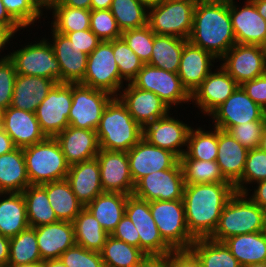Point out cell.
Here are the masks:
<instances>
[{
    "instance_id": "1",
    "label": "cell",
    "mask_w": 266,
    "mask_h": 267,
    "mask_svg": "<svg viewBox=\"0 0 266 267\" xmlns=\"http://www.w3.org/2000/svg\"><path fill=\"white\" fill-rule=\"evenodd\" d=\"M235 192L230 182L185 185L182 200L188 231L194 239L213 234L224 206Z\"/></svg>"
},
{
    "instance_id": "2",
    "label": "cell",
    "mask_w": 266,
    "mask_h": 267,
    "mask_svg": "<svg viewBox=\"0 0 266 267\" xmlns=\"http://www.w3.org/2000/svg\"><path fill=\"white\" fill-rule=\"evenodd\" d=\"M188 41L219 60L236 44L229 2L210 0L195 5Z\"/></svg>"
},
{
    "instance_id": "3",
    "label": "cell",
    "mask_w": 266,
    "mask_h": 267,
    "mask_svg": "<svg viewBox=\"0 0 266 267\" xmlns=\"http://www.w3.org/2000/svg\"><path fill=\"white\" fill-rule=\"evenodd\" d=\"M247 196L249 193L242 192L231 196L209 237L211 240L223 242L235 235L266 231V211Z\"/></svg>"
},
{
    "instance_id": "4",
    "label": "cell",
    "mask_w": 266,
    "mask_h": 267,
    "mask_svg": "<svg viewBox=\"0 0 266 267\" xmlns=\"http://www.w3.org/2000/svg\"><path fill=\"white\" fill-rule=\"evenodd\" d=\"M100 149L128 152L142 139L141 127L118 97L103 111L96 129Z\"/></svg>"
},
{
    "instance_id": "5",
    "label": "cell",
    "mask_w": 266,
    "mask_h": 267,
    "mask_svg": "<svg viewBox=\"0 0 266 267\" xmlns=\"http://www.w3.org/2000/svg\"><path fill=\"white\" fill-rule=\"evenodd\" d=\"M30 185H42L64 180L69 171L65 155L55 138L23 148Z\"/></svg>"
},
{
    "instance_id": "6",
    "label": "cell",
    "mask_w": 266,
    "mask_h": 267,
    "mask_svg": "<svg viewBox=\"0 0 266 267\" xmlns=\"http://www.w3.org/2000/svg\"><path fill=\"white\" fill-rule=\"evenodd\" d=\"M195 4L187 0H158L148 6L147 25L156 35L188 40Z\"/></svg>"
},
{
    "instance_id": "7",
    "label": "cell",
    "mask_w": 266,
    "mask_h": 267,
    "mask_svg": "<svg viewBox=\"0 0 266 267\" xmlns=\"http://www.w3.org/2000/svg\"><path fill=\"white\" fill-rule=\"evenodd\" d=\"M149 206L163 240L173 250H189L195 239L188 231L183 200H156Z\"/></svg>"
},
{
    "instance_id": "8",
    "label": "cell",
    "mask_w": 266,
    "mask_h": 267,
    "mask_svg": "<svg viewBox=\"0 0 266 267\" xmlns=\"http://www.w3.org/2000/svg\"><path fill=\"white\" fill-rule=\"evenodd\" d=\"M42 38L35 43L10 52L8 58L14 63L17 74L39 76L61 82V69L51 43Z\"/></svg>"
},
{
    "instance_id": "9",
    "label": "cell",
    "mask_w": 266,
    "mask_h": 267,
    "mask_svg": "<svg viewBox=\"0 0 266 267\" xmlns=\"http://www.w3.org/2000/svg\"><path fill=\"white\" fill-rule=\"evenodd\" d=\"M123 82L114 58L112 41H101L88 55L86 72L80 84L117 97L124 87Z\"/></svg>"
},
{
    "instance_id": "10",
    "label": "cell",
    "mask_w": 266,
    "mask_h": 267,
    "mask_svg": "<svg viewBox=\"0 0 266 267\" xmlns=\"http://www.w3.org/2000/svg\"><path fill=\"white\" fill-rule=\"evenodd\" d=\"M113 98L114 96L106 91L80 83L72 84L69 126L96 131L103 111Z\"/></svg>"
},
{
    "instance_id": "11",
    "label": "cell",
    "mask_w": 266,
    "mask_h": 267,
    "mask_svg": "<svg viewBox=\"0 0 266 267\" xmlns=\"http://www.w3.org/2000/svg\"><path fill=\"white\" fill-rule=\"evenodd\" d=\"M125 214L135 225L139 238V248L149 257L164 258L173 249L163 240L152 217L149 202L128 195Z\"/></svg>"
},
{
    "instance_id": "12",
    "label": "cell",
    "mask_w": 266,
    "mask_h": 267,
    "mask_svg": "<svg viewBox=\"0 0 266 267\" xmlns=\"http://www.w3.org/2000/svg\"><path fill=\"white\" fill-rule=\"evenodd\" d=\"M131 83L137 88L155 93L170 109L182 102H191V94L182 85L177 73L150 64H144Z\"/></svg>"
},
{
    "instance_id": "13",
    "label": "cell",
    "mask_w": 266,
    "mask_h": 267,
    "mask_svg": "<svg viewBox=\"0 0 266 267\" xmlns=\"http://www.w3.org/2000/svg\"><path fill=\"white\" fill-rule=\"evenodd\" d=\"M72 105V84L56 83L35 112L42 132L55 138L69 126L68 117Z\"/></svg>"
},
{
    "instance_id": "14",
    "label": "cell",
    "mask_w": 266,
    "mask_h": 267,
    "mask_svg": "<svg viewBox=\"0 0 266 267\" xmlns=\"http://www.w3.org/2000/svg\"><path fill=\"white\" fill-rule=\"evenodd\" d=\"M184 177L178 161L172 168L150 173L136 184L133 195L148 202L182 200Z\"/></svg>"
},
{
    "instance_id": "15",
    "label": "cell",
    "mask_w": 266,
    "mask_h": 267,
    "mask_svg": "<svg viewBox=\"0 0 266 267\" xmlns=\"http://www.w3.org/2000/svg\"><path fill=\"white\" fill-rule=\"evenodd\" d=\"M222 68L239 84L266 73V48L235 44L221 58Z\"/></svg>"
},
{
    "instance_id": "16",
    "label": "cell",
    "mask_w": 266,
    "mask_h": 267,
    "mask_svg": "<svg viewBox=\"0 0 266 267\" xmlns=\"http://www.w3.org/2000/svg\"><path fill=\"white\" fill-rule=\"evenodd\" d=\"M209 116L214 120V127L224 131L247 122L266 121V111L255 103L240 85Z\"/></svg>"
},
{
    "instance_id": "17",
    "label": "cell",
    "mask_w": 266,
    "mask_h": 267,
    "mask_svg": "<svg viewBox=\"0 0 266 267\" xmlns=\"http://www.w3.org/2000/svg\"><path fill=\"white\" fill-rule=\"evenodd\" d=\"M96 158L104 192L132 195L135 184L130 174L127 152L100 149Z\"/></svg>"
},
{
    "instance_id": "18",
    "label": "cell",
    "mask_w": 266,
    "mask_h": 267,
    "mask_svg": "<svg viewBox=\"0 0 266 267\" xmlns=\"http://www.w3.org/2000/svg\"><path fill=\"white\" fill-rule=\"evenodd\" d=\"M170 115L168 113L145 125L142 138L151 145L168 150L180 158L186 152L183 147H187L188 135L192 127Z\"/></svg>"
},
{
    "instance_id": "19",
    "label": "cell",
    "mask_w": 266,
    "mask_h": 267,
    "mask_svg": "<svg viewBox=\"0 0 266 267\" xmlns=\"http://www.w3.org/2000/svg\"><path fill=\"white\" fill-rule=\"evenodd\" d=\"M235 3L237 2L234 0L229 1L230 19L236 43L266 48V20L259 15L255 4L251 0H246L240 8Z\"/></svg>"
},
{
    "instance_id": "20",
    "label": "cell",
    "mask_w": 266,
    "mask_h": 267,
    "mask_svg": "<svg viewBox=\"0 0 266 267\" xmlns=\"http://www.w3.org/2000/svg\"><path fill=\"white\" fill-rule=\"evenodd\" d=\"M127 156L134 184L150 173L172 168L179 161L174 153L151 145L144 138L127 152Z\"/></svg>"
},
{
    "instance_id": "21",
    "label": "cell",
    "mask_w": 266,
    "mask_h": 267,
    "mask_svg": "<svg viewBox=\"0 0 266 267\" xmlns=\"http://www.w3.org/2000/svg\"><path fill=\"white\" fill-rule=\"evenodd\" d=\"M238 86L239 84L220 65L215 72L211 71L194 90L191 101L203 114L209 116L231 96Z\"/></svg>"
},
{
    "instance_id": "22",
    "label": "cell",
    "mask_w": 266,
    "mask_h": 267,
    "mask_svg": "<svg viewBox=\"0 0 266 267\" xmlns=\"http://www.w3.org/2000/svg\"><path fill=\"white\" fill-rule=\"evenodd\" d=\"M0 124L15 147L25 148L45 140L36 114L9 106L0 111Z\"/></svg>"
},
{
    "instance_id": "23",
    "label": "cell",
    "mask_w": 266,
    "mask_h": 267,
    "mask_svg": "<svg viewBox=\"0 0 266 267\" xmlns=\"http://www.w3.org/2000/svg\"><path fill=\"white\" fill-rule=\"evenodd\" d=\"M126 85L117 97L141 127L170 113V108L155 93L137 88L132 83Z\"/></svg>"
},
{
    "instance_id": "24",
    "label": "cell",
    "mask_w": 266,
    "mask_h": 267,
    "mask_svg": "<svg viewBox=\"0 0 266 267\" xmlns=\"http://www.w3.org/2000/svg\"><path fill=\"white\" fill-rule=\"evenodd\" d=\"M51 45L61 69V82L78 84L83 81L88 55L77 49L70 39L52 28Z\"/></svg>"
},
{
    "instance_id": "25",
    "label": "cell",
    "mask_w": 266,
    "mask_h": 267,
    "mask_svg": "<svg viewBox=\"0 0 266 267\" xmlns=\"http://www.w3.org/2000/svg\"><path fill=\"white\" fill-rule=\"evenodd\" d=\"M55 139L69 166L95 158L100 150L95 130L68 126Z\"/></svg>"
},
{
    "instance_id": "26",
    "label": "cell",
    "mask_w": 266,
    "mask_h": 267,
    "mask_svg": "<svg viewBox=\"0 0 266 267\" xmlns=\"http://www.w3.org/2000/svg\"><path fill=\"white\" fill-rule=\"evenodd\" d=\"M217 59L203 50L187 41L181 54L180 66L177 72L182 85L192 94L194 90L204 81L212 71V63ZM212 67V68H211Z\"/></svg>"
},
{
    "instance_id": "27",
    "label": "cell",
    "mask_w": 266,
    "mask_h": 267,
    "mask_svg": "<svg viewBox=\"0 0 266 267\" xmlns=\"http://www.w3.org/2000/svg\"><path fill=\"white\" fill-rule=\"evenodd\" d=\"M42 261L59 259L75 243L72 222L58 221L35 227Z\"/></svg>"
},
{
    "instance_id": "28",
    "label": "cell",
    "mask_w": 266,
    "mask_h": 267,
    "mask_svg": "<svg viewBox=\"0 0 266 267\" xmlns=\"http://www.w3.org/2000/svg\"><path fill=\"white\" fill-rule=\"evenodd\" d=\"M66 180L77 199L86 206L99 194L104 193L100 180L97 158L69 166Z\"/></svg>"
},
{
    "instance_id": "29",
    "label": "cell",
    "mask_w": 266,
    "mask_h": 267,
    "mask_svg": "<svg viewBox=\"0 0 266 267\" xmlns=\"http://www.w3.org/2000/svg\"><path fill=\"white\" fill-rule=\"evenodd\" d=\"M248 149L228 131L218 129V155L216 163L226 181L233 186L241 179Z\"/></svg>"
},
{
    "instance_id": "30",
    "label": "cell",
    "mask_w": 266,
    "mask_h": 267,
    "mask_svg": "<svg viewBox=\"0 0 266 267\" xmlns=\"http://www.w3.org/2000/svg\"><path fill=\"white\" fill-rule=\"evenodd\" d=\"M55 84L53 80L44 77L17 74L11 106L35 113Z\"/></svg>"
},
{
    "instance_id": "31",
    "label": "cell",
    "mask_w": 266,
    "mask_h": 267,
    "mask_svg": "<svg viewBox=\"0 0 266 267\" xmlns=\"http://www.w3.org/2000/svg\"><path fill=\"white\" fill-rule=\"evenodd\" d=\"M223 243L241 267L266 264V231L235 235Z\"/></svg>"
},
{
    "instance_id": "32",
    "label": "cell",
    "mask_w": 266,
    "mask_h": 267,
    "mask_svg": "<svg viewBox=\"0 0 266 267\" xmlns=\"http://www.w3.org/2000/svg\"><path fill=\"white\" fill-rule=\"evenodd\" d=\"M0 197V234L11 238L30 227L26 203L22 192H3Z\"/></svg>"
},
{
    "instance_id": "33",
    "label": "cell",
    "mask_w": 266,
    "mask_h": 267,
    "mask_svg": "<svg viewBox=\"0 0 266 267\" xmlns=\"http://www.w3.org/2000/svg\"><path fill=\"white\" fill-rule=\"evenodd\" d=\"M127 197L126 194L104 192L85 207L93 214L102 228L111 235L125 215Z\"/></svg>"
},
{
    "instance_id": "34",
    "label": "cell",
    "mask_w": 266,
    "mask_h": 267,
    "mask_svg": "<svg viewBox=\"0 0 266 267\" xmlns=\"http://www.w3.org/2000/svg\"><path fill=\"white\" fill-rule=\"evenodd\" d=\"M29 185L23 149L0 155V193L23 192Z\"/></svg>"
},
{
    "instance_id": "35",
    "label": "cell",
    "mask_w": 266,
    "mask_h": 267,
    "mask_svg": "<svg viewBox=\"0 0 266 267\" xmlns=\"http://www.w3.org/2000/svg\"><path fill=\"white\" fill-rule=\"evenodd\" d=\"M47 192L51 207L58 221L73 222L85 207L76 197L70 183L64 179L41 185Z\"/></svg>"
},
{
    "instance_id": "36",
    "label": "cell",
    "mask_w": 266,
    "mask_h": 267,
    "mask_svg": "<svg viewBox=\"0 0 266 267\" xmlns=\"http://www.w3.org/2000/svg\"><path fill=\"white\" fill-rule=\"evenodd\" d=\"M72 223L76 245L96 252L102 250L110 234L102 228L86 207L80 211Z\"/></svg>"
},
{
    "instance_id": "37",
    "label": "cell",
    "mask_w": 266,
    "mask_h": 267,
    "mask_svg": "<svg viewBox=\"0 0 266 267\" xmlns=\"http://www.w3.org/2000/svg\"><path fill=\"white\" fill-rule=\"evenodd\" d=\"M188 40L174 36L155 35L148 64L168 72L177 73L184 44Z\"/></svg>"
},
{
    "instance_id": "38",
    "label": "cell",
    "mask_w": 266,
    "mask_h": 267,
    "mask_svg": "<svg viewBox=\"0 0 266 267\" xmlns=\"http://www.w3.org/2000/svg\"><path fill=\"white\" fill-rule=\"evenodd\" d=\"M100 255L105 267H136L149 257L140 248L118 240L112 235L107 237Z\"/></svg>"
},
{
    "instance_id": "39",
    "label": "cell",
    "mask_w": 266,
    "mask_h": 267,
    "mask_svg": "<svg viewBox=\"0 0 266 267\" xmlns=\"http://www.w3.org/2000/svg\"><path fill=\"white\" fill-rule=\"evenodd\" d=\"M30 227L58 222L46 190L41 185H29L23 192Z\"/></svg>"
},
{
    "instance_id": "40",
    "label": "cell",
    "mask_w": 266,
    "mask_h": 267,
    "mask_svg": "<svg viewBox=\"0 0 266 267\" xmlns=\"http://www.w3.org/2000/svg\"><path fill=\"white\" fill-rule=\"evenodd\" d=\"M189 250L197 257L201 267H241L223 242L199 238L195 239Z\"/></svg>"
},
{
    "instance_id": "41",
    "label": "cell",
    "mask_w": 266,
    "mask_h": 267,
    "mask_svg": "<svg viewBox=\"0 0 266 267\" xmlns=\"http://www.w3.org/2000/svg\"><path fill=\"white\" fill-rule=\"evenodd\" d=\"M36 230L33 227L21 231L10 238L9 260L7 267L41 263Z\"/></svg>"
},
{
    "instance_id": "42",
    "label": "cell",
    "mask_w": 266,
    "mask_h": 267,
    "mask_svg": "<svg viewBox=\"0 0 266 267\" xmlns=\"http://www.w3.org/2000/svg\"><path fill=\"white\" fill-rule=\"evenodd\" d=\"M110 11L122 32L147 25L148 6L139 0H113Z\"/></svg>"
},
{
    "instance_id": "43",
    "label": "cell",
    "mask_w": 266,
    "mask_h": 267,
    "mask_svg": "<svg viewBox=\"0 0 266 267\" xmlns=\"http://www.w3.org/2000/svg\"><path fill=\"white\" fill-rule=\"evenodd\" d=\"M47 10H52V29L65 35L68 32L90 29L91 10L79 9L63 5H52Z\"/></svg>"
},
{
    "instance_id": "44",
    "label": "cell",
    "mask_w": 266,
    "mask_h": 267,
    "mask_svg": "<svg viewBox=\"0 0 266 267\" xmlns=\"http://www.w3.org/2000/svg\"><path fill=\"white\" fill-rule=\"evenodd\" d=\"M205 131L201 127L190 129L187 149L184 153L189 159L216 161L218 155V128Z\"/></svg>"
},
{
    "instance_id": "45",
    "label": "cell",
    "mask_w": 266,
    "mask_h": 267,
    "mask_svg": "<svg viewBox=\"0 0 266 267\" xmlns=\"http://www.w3.org/2000/svg\"><path fill=\"white\" fill-rule=\"evenodd\" d=\"M179 162L181 164L185 185L228 182L221 174L216 161L189 159L183 154L179 158Z\"/></svg>"
},
{
    "instance_id": "46",
    "label": "cell",
    "mask_w": 266,
    "mask_h": 267,
    "mask_svg": "<svg viewBox=\"0 0 266 267\" xmlns=\"http://www.w3.org/2000/svg\"><path fill=\"white\" fill-rule=\"evenodd\" d=\"M266 180V151L260 148L250 149L241 179L234 185L236 192L248 193L247 184H256L259 181ZM246 184V186H245Z\"/></svg>"
},
{
    "instance_id": "47",
    "label": "cell",
    "mask_w": 266,
    "mask_h": 267,
    "mask_svg": "<svg viewBox=\"0 0 266 267\" xmlns=\"http://www.w3.org/2000/svg\"><path fill=\"white\" fill-rule=\"evenodd\" d=\"M112 47L120 77L126 82L131 83L142 69L144 63L122 37L112 40Z\"/></svg>"
},
{
    "instance_id": "48",
    "label": "cell",
    "mask_w": 266,
    "mask_h": 267,
    "mask_svg": "<svg viewBox=\"0 0 266 267\" xmlns=\"http://www.w3.org/2000/svg\"><path fill=\"white\" fill-rule=\"evenodd\" d=\"M155 35L156 34L150 29V27L146 25L141 28L123 31L121 37L139 57V59L144 64H148L152 55Z\"/></svg>"
},
{
    "instance_id": "49",
    "label": "cell",
    "mask_w": 266,
    "mask_h": 267,
    "mask_svg": "<svg viewBox=\"0 0 266 267\" xmlns=\"http://www.w3.org/2000/svg\"><path fill=\"white\" fill-rule=\"evenodd\" d=\"M9 15L22 27L34 25L43 9L36 0H1Z\"/></svg>"
},
{
    "instance_id": "50",
    "label": "cell",
    "mask_w": 266,
    "mask_h": 267,
    "mask_svg": "<svg viewBox=\"0 0 266 267\" xmlns=\"http://www.w3.org/2000/svg\"><path fill=\"white\" fill-rule=\"evenodd\" d=\"M90 30L101 41H112L121 38L122 31L118 27L110 9L91 10L90 13Z\"/></svg>"
},
{
    "instance_id": "51",
    "label": "cell",
    "mask_w": 266,
    "mask_h": 267,
    "mask_svg": "<svg viewBox=\"0 0 266 267\" xmlns=\"http://www.w3.org/2000/svg\"><path fill=\"white\" fill-rule=\"evenodd\" d=\"M67 267H105L100 252L78 245L67 249L59 258Z\"/></svg>"
},
{
    "instance_id": "52",
    "label": "cell",
    "mask_w": 266,
    "mask_h": 267,
    "mask_svg": "<svg viewBox=\"0 0 266 267\" xmlns=\"http://www.w3.org/2000/svg\"><path fill=\"white\" fill-rule=\"evenodd\" d=\"M266 121H253L231 127L228 132L248 150L259 148Z\"/></svg>"
},
{
    "instance_id": "53",
    "label": "cell",
    "mask_w": 266,
    "mask_h": 267,
    "mask_svg": "<svg viewBox=\"0 0 266 267\" xmlns=\"http://www.w3.org/2000/svg\"><path fill=\"white\" fill-rule=\"evenodd\" d=\"M17 72L9 59L0 62V111L11 106Z\"/></svg>"
},
{
    "instance_id": "54",
    "label": "cell",
    "mask_w": 266,
    "mask_h": 267,
    "mask_svg": "<svg viewBox=\"0 0 266 267\" xmlns=\"http://www.w3.org/2000/svg\"><path fill=\"white\" fill-rule=\"evenodd\" d=\"M246 94L266 111V73L240 85Z\"/></svg>"
},
{
    "instance_id": "55",
    "label": "cell",
    "mask_w": 266,
    "mask_h": 267,
    "mask_svg": "<svg viewBox=\"0 0 266 267\" xmlns=\"http://www.w3.org/2000/svg\"><path fill=\"white\" fill-rule=\"evenodd\" d=\"M73 45L81 52L89 55L101 42V40L90 30L74 31L65 34Z\"/></svg>"
},
{
    "instance_id": "56",
    "label": "cell",
    "mask_w": 266,
    "mask_h": 267,
    "mask_svg": "<svg viewBox=\"0 0 266 267\" xmlns=\"http://www.w3.org/2000/svg\"><path fill=\"white\" fill-rule=\"evenodd\" d=\"M114 238L124 241L127 244L139 248V234L135 225L125 214L117 224L116 229L111 234Z\"/></svg>"
},
{
    "instance_id": "57",
    "label": "cell",
    "mask_w": 266,
    "mask_h": 267,
    "mask_svg": "<svg viewBox=\"0 0 266 267\" xmlns=\"http://www.w3.org/2000/svg\"><path fill=\"white\" fill-rule=\"evenodd\" d=\"M163 261L165 267H201L199 260L190 250H173Z\"/></svg>"
},
{
    "instance_id": "58",
    "label": "cell",
    "mask_w": 266,
    "mask_h": 267,
    "mask_svg": "<svg viewBox=\"0 0 266 267\" xmlns=\"http://www.w3.org/2000/svg\"><path fill=\"white\" fill-rule=\"evenodd\" d=\"M0 29L7 31L12 37L23 28L9 15L0 0Z\"/></svg>"
},
{
    "instance_id": "59",
    "label": "cell",
    "mask_w": 266,
    "mask_h": 267,
    "mask_svg": "<svg viewBox=\"0 0 266 267\" xmlns=\"http://www.w3.org/2000/svg\"><path fill=\"white\" fill-rule=\"evenodd\" d=\"M253 194L249 198L266 211V180L257 182Z\"/></svg>"
},
{
    "instance_id": "60",
    "label": "cell",
    "mask_w": 266,
    "mask_h": 267,
    "mask_svg": "<svg viewBox=\"0 0 266 267\" xmlns=\"http://www.w3.org/2000/svg\"><path fill=\"white\" fill-rule=\"evenodd\" d=\"M10 238L0 234V267H7L9 260Z\"/></svg>"
},
{
    "instance_id": "61",
    "label": "cell",
    "mask_w": 266,
    "mask_h": 267,
    "mask_svg": "<svg viewBox=\"0 0 266 267\" xmlns=\"http://www.w3.org/2000/svg\"><path fill=\"white\" fill-rule=\"evenodd\" d=\"M16 147L10 136L3 130L0 124V155L6 154L14 150Z\"/></svg>"
},
{
    "instance_id": "62",
    "label": "cell",
    "mask_w": 266,
    "mask_h": 267,
    "mask_svg": "<svg viewBox=\"0 0 266 267\" xmlns=\"http://www.w3.org/2000/svg\"><path fill=\"white\" fill-rule=\"evenodd\" d=\"M53 5H63L79 9L91 10V0H58V2Z\"/></svg>"
},
{
    "instance_id": "63",
    "label": "cell",
    "mask_w": 266,
    "mask_h": 267,
    "mask_svg": "<svg viewBox=\"0 0 266 267\" xmlns=\"http://www.w3.org/2000/svg\"><path fill=\"white\" fill-rule=\"evenodd\" d=\"M136 267H165L163 258L161 257H148L143 263Z\"/></svg>"
},
{
    "instance_id": "64",
    "label": "cell",
    "mask_w": 266,
    "mask_h": 267,
    "mask_svg": "<svg viewBox=\"0 0 266 267\" xmlns=\"http://www.w3.org/2000/svg\"><path fill=\"white\" fill-rule=\"evenodd\" d=\"M113 0H91V10L110 9Z\"/></svg>"
},
{
    "instance_id": "65",
    "label": "cell",
    "mask_w": 266,
    "mask_h": 267,
    "mask_svg": "<svg viewBox=\"0 0 266 267\" xmlns=\"http://www.w3.org/2000/svg\"><path fill=\"white\" fill-rule=\"evenodd\" d=\"M11 38L13 39L14 36L12 37L7 31L0 29V52L3 48H5V45H8L9 40H11ZM8 55L3 56L2 58H0V62L7 59Z\"/></svg>"
},
{
    "instance_id": "66",
    "label": "cell",
    "mask_w": 266,
    "mask_h": 267,
    "mask_svg": "<svg viewBox=\"0 0 266 267\" xmlns=\"http://www.w3.org/2000/svg\"><path fill=\"white\" fill-rule=\"evenodd\" d=\"M251 1L255 4V6L259 12V15L264 20H266V0H251Z\"/></svg>"
},
{
    "instance_id": "67",
    "label": "cell",
    "mask_w": 266,
    "mask_h": 267,
    "mask_svg": "<svg viewBox=\"0 0 266 267\" xmlns=\"http://www.w3.org/2000/svg\"><path fill=\"white\" fill-rule=\"evenodd\" d=\"M41 265L42 267H67L60 259L42 261Z\"/></svg>"
},
{
    "instance_id": "68",
    "label": "cell",
    "mask_w": 266,
    "mask_h": 267,
    "mask_svg": "<svg viewBox=\"0 0 266 267\" xmlns=\"http://www.w3.org/2000/svg\"><path fill=\"white\" fill-rule=\"evenodd\" d=\"M36 1L42 8L45 7L46 10L50 6L58 2V0H36Z\"/></svg>"
},
{
    "instance_id": "69",
    "label": "cell",
    "mask_w": 266,
    "mask_h": 267,
    "mask_svg": "<svg viewBox=\"0 0 266 267\" xmlns=\"http://www.w3.org/2000/svg\"><path fill=\"white\" fill-rule=\"evenodd\" d=\"M259 148L266 151V126L264 128Z\"/></svg>"
},
{
    "instance_id": "70",
    "label": "cell",
    "mask_w": 266,
    "mask_h": 267,
    "mask_svg": "<svg viewBox=\"0 0 266 267\" xmlns=\"http://www.w3.org/2000/svg\"><path fill=\"white\" fill-rule=\"evenodd\" d=\"M16 267H42L41 263H32V264H25V265H20Z\"/></svg>"
},
{
    "instance_id": "71",
    "label": "cell",
    "mask_w": 266,
    "mask_h": 267,
    "mask_svg": "<svg viewBox=\"0 0 266 267\" xmlns=\"http://www.w3.org/2000/svg\"><path fill=\"white\" fill-rule=\"evenodd\" d=\"M139 1L145 3L147 6H151L155 4L158 0H139Z\"/></svg>"
},
{
    "instance_id": "72",
    "label": "cell",
    "mask_w": 266,
    "mask_h": 267,
    "mask_svg": "<svg viewBox=\"0 0 266 267\" xmlns=\"http://www.w3.org/2000/svg\"><path fill=\"white\" fill-rule=\"evenodd\" d=\"M187 1H191L196 5V4H199L201 2H206V1H210V0H187Z\"/></svg>"
},
{
    "instance_id": "73",
    "label": "cell",
    "mask_w": 266,
    "mask_h": 267,
    "mask_svg": "<svg viewBox=\"0 0 266 267\" xmlns=\"http://www.w3.org/2000/svg\"><path fill=\"white\" fill-rule=\"evenodd\" d=\"M245 267H266V264H255V265H248Z\"/></svg>"
}]
</instances>
